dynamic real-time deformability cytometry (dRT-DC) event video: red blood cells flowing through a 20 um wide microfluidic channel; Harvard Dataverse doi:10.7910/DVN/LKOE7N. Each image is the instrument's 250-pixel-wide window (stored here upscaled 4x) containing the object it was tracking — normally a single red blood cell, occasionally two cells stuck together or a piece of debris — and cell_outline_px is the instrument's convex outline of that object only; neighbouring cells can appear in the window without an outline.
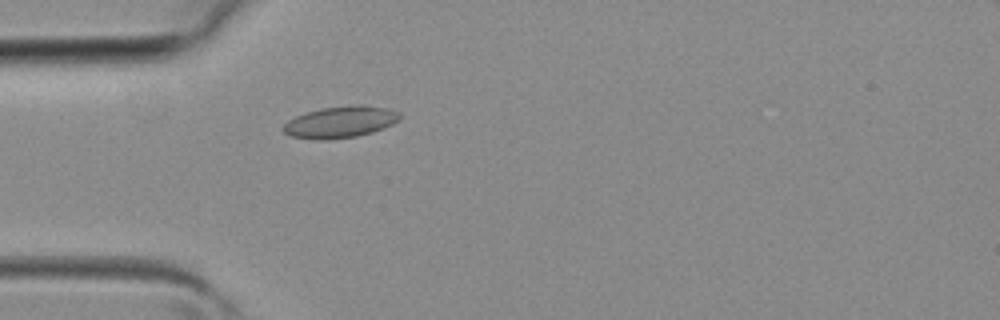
{"species": "common noctule bat (a hibernating species)", "species_latin": "Nyctalus noctula", "temperature_condition": "room temperature", "stored_images_in_passage": 1, "camera_frame_rate_fps": 3000, "um_per_image_px": 0.085, "animal": {"sex": "female", "body_mass_g": 19.3, "forearm_length_mm": 54.1}, "frame": {"image": 1, "passage_image": 1, "time_ms": 0.0, "image_size_px": [1000, 320], "cell_outline_px": [[400, 120], [392, 124], [372, 132], [356, 136], [320, 140], [316, 140], [292, 136], [284, 132], [280, 128], [288, 120], [296, 116], [320, 108], [352, 104], [364, 104], [388, 108], [400, 112]], "centroid_in_image_um": [28.94, 10.35], "position_along_channel_um": 56.1, "area_um2": 21.56}}